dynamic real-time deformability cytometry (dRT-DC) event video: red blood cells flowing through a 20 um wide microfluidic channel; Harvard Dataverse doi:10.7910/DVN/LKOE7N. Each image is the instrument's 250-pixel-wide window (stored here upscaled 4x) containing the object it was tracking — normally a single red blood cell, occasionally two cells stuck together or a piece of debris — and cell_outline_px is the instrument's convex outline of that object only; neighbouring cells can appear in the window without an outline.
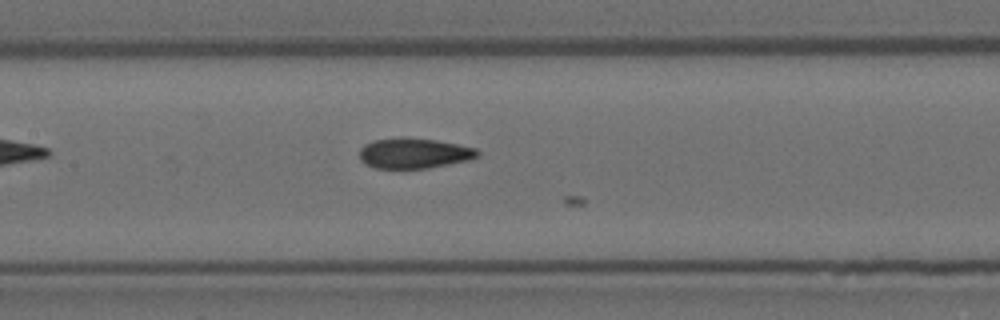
{"species": "Egyptian fruit bat (a non-hibernating species)", "species_latin": "Rousettus aegyptiacus", "temperature_condition": "room temperature", "stored_images_in_passage": 15, "camera_frame_rate_fps": 3000, "um_per_image_px": 0.085, "animal": {"sex": "female"}, "frame": {"image": 1, "passage_image": 14, "time_ms": 4.333, "image_size_px": [1000, 320], "cell_outline_px": [[480, 156], [468, 160], [428, 168], [376, 168], [364, 164], [360, 160], [360, 148], [364, 144], [376, 140], [404, 136], [436, 140], [476, 148], [480, 152]], "centroid_in_image_um": [35.18, 13.02], "position_along_channel_um": 172.2, "area_um2": 20.98}}